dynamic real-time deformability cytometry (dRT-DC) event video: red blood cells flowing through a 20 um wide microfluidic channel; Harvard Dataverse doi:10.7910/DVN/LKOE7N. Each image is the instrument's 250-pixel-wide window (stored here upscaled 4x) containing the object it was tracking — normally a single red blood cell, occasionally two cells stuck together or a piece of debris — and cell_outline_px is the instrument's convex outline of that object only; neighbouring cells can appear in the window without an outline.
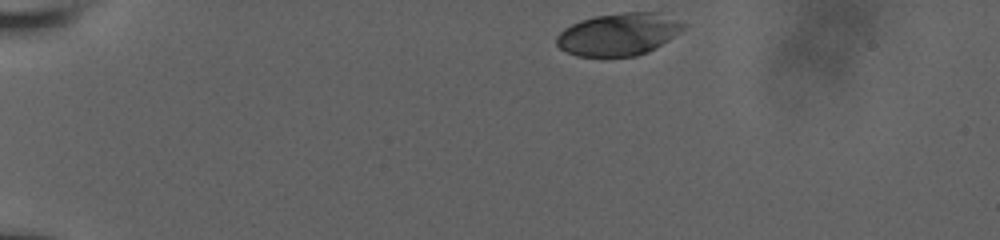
{"species": "human", "species_latin": "Homo sapiens", "temperature_condition": "room temperature", "stored_images_in_passage": 48, "camera_frame_rate_fps": 3000, "um_per_image_px": 0.085, "donor": {"sex": "male"}, "frame": {"image": 1, "passage_image": 1, "time_ms": 0.0, "image_size_px": [1000, 240], "cell_outline_px": [[688, 24], [680, 32], [668, 40], [648, 52], [636, 56], [576, 56], [560, 48], [556, 44], [556, 36], [564, 28], [580, 20], [596, 16], [624, 12], [656, 12]], "centroid_in_image_um": [52.57, 2.91], "position_along_channel_um": 32.4, "area_um2": 31.21}}
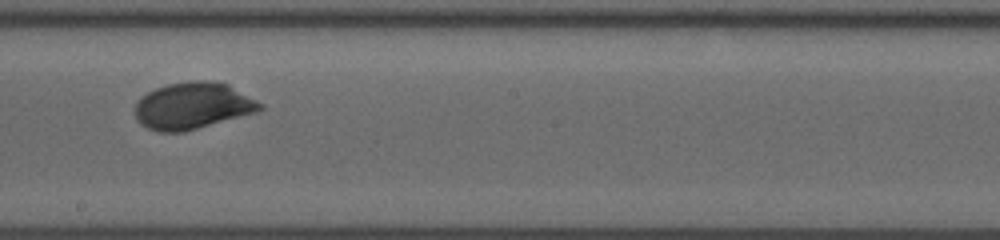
{"frame": {"image": 2, "passage_image": 26, "time_ms": 7.333, "image_size_px": [1000, 240], "cell_outline_px": [[264, 108], [256, 112], [184, 132], [160, 132], [148, 128], [140, 124], [136, 120], [136, 104], [140, 96], [156, 88], [168, 84], [188, 80], [212, 80], [228, 84], [264, 104]], "centroid_in_image_um": [16.38, 8.98], "position_along_channel_um": 231.8, "area_um2": 34.16}}
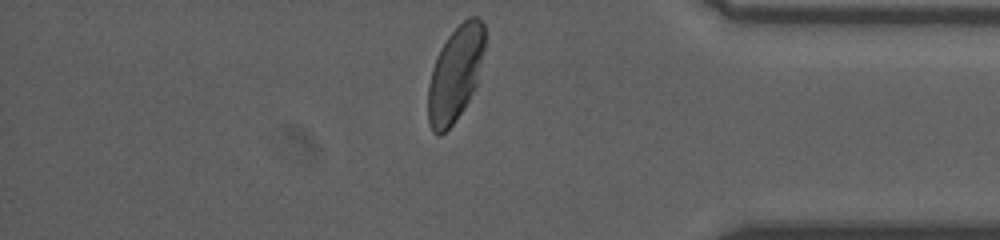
{"frame": {"image": 3, "passage_image": 47, "time_ms": 12.0, "image_size_px": [1000, 240], "cell_outline_px": [[484, 48], [476, 84], [464, 108], [452, 124], [440, 136], [436, 136], [432, 132], [428, 120], [428, 84], [432, 68], [436, 56], [440, 48], [448, 36], [468, 16], [476, 16], [484, 24]], "centroid_in_image_um": [38.67, 6.29], "position_along_channel_um": 396.5, "area_um2": 31.15}}